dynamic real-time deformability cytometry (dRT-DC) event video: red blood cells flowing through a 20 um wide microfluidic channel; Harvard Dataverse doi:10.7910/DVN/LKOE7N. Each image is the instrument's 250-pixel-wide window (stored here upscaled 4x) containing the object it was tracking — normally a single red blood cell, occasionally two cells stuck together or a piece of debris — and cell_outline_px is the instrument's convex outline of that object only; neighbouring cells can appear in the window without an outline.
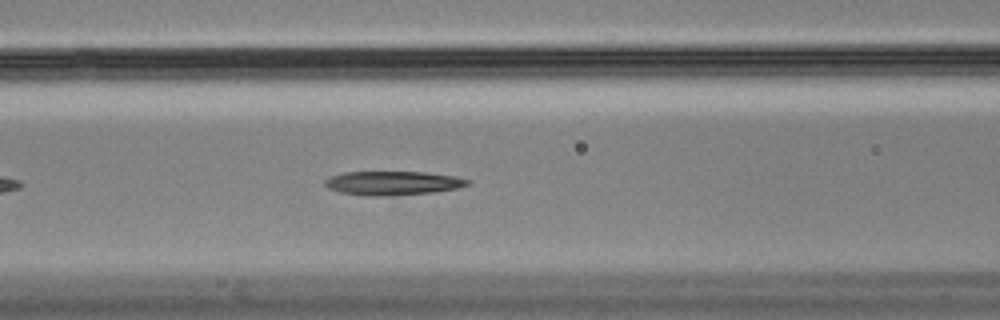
{"species": "Egyptian fruit bat (a non-hibernating species)", "species_latin": "Rousettus aegyptiacus", "temperature_condition": "cold", "stored_images_in_passage": 20, "camera_frame_rate_fps": 3000, "um_per_image_px": 0.085, "animal": {"sex": "male"}, "frame": {"image": 1, "passage_image": 9, "time_ms": 2.667, "image_size_px": [1000, 320], "cell_outline_px": [[472, 184], [460, 188], [432, 192], [392, 196], [380, 196], [340, 192], [328, 188], [324, 184], [324, 180], [332, 176], [344, 172], [424, 172], [456, 176], [472, 180]], "centroid_in_image_um": [33.47, 15.56], "position_along_channel_um": 133.1, "area_um2": 19.94}}
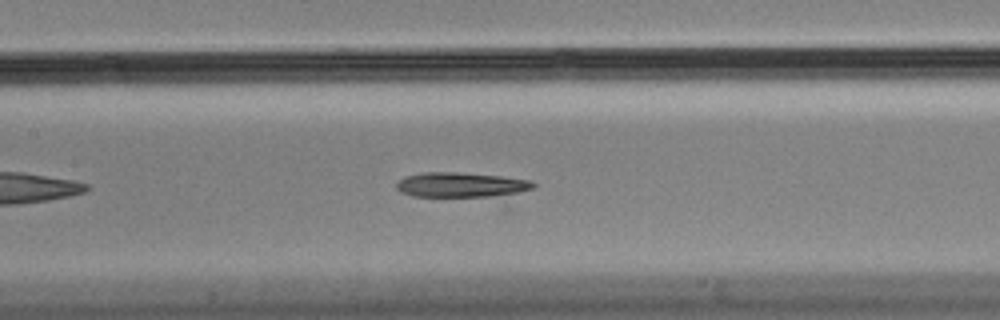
{"frame": {"image": 2, "passage_image": 12, "time_ms": 3.667, "image_size_px": [1000, 320], "cell_outline_px": [[536, 184], [508, 212], [412, 196], [400, 192], [396, 188], [396, 184], [404, 176], [424, 172], [456, 172], [500, 176], [532, 180]], "centroid_in_image_um": [39.71, 16.06], "position_along_channel_um": 167.7, "area_um2": 26.82}}